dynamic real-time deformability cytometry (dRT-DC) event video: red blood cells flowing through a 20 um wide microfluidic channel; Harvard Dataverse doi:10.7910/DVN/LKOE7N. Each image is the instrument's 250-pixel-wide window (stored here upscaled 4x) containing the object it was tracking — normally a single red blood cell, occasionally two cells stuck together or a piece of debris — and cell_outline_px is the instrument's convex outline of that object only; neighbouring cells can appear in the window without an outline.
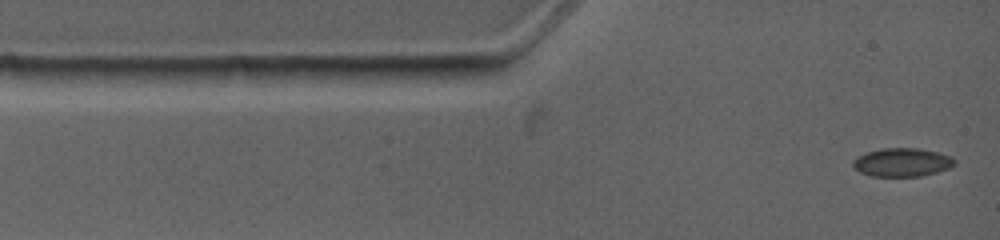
{"species": "common noctule bat (a hibernating species)", "species_latin": "Nyctalus noctula", "temperature_condition": "warm", "stored_images_in_passage": 8, "camera_frame_rate_fps": 4500, "um_per_image_px": 0.085, "animal": {"sex": "female", "body_mass_g": 19.0, "forearm_length_mm": 53.3}, "frame": {"image": 1, "passage_image": 1, "time_ms": 0.0, "image_size_px": [1000, 240], "cell_outline_px": [[956, 164], [948, 168], [936, 172], [920, 176], [872, 176], [860, 172], [852, 164], [852, 160], [868, 152], [880, 148], [920, 148], [952, 156], [956, 160]], "centroid_in_image_um": [76.71, 13.79], "position_along_channel_um": 8.3, "area_um2": 16.76}}
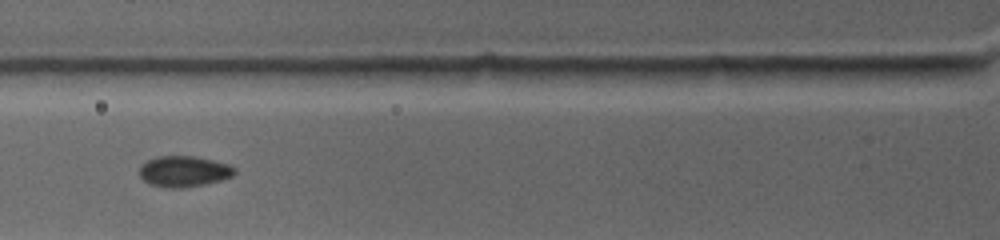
{"frame": {"image": 2, "passage_image": 5, "time_ms": 3.556, "image_size_px": [1000, 240], "cell_outline_px": [[236, 172], [232, 176], [220, 180], [204, 184], [180, 188], [168, 188], [148, 184], [140, 176], [140, 164], [156, 156], [196, 156], [228, 164], [236, 168]], "centroid_in_image_um": [15.61, 14.56], "position_along_channel_um": 110.2, "area_um2": 17.17}}
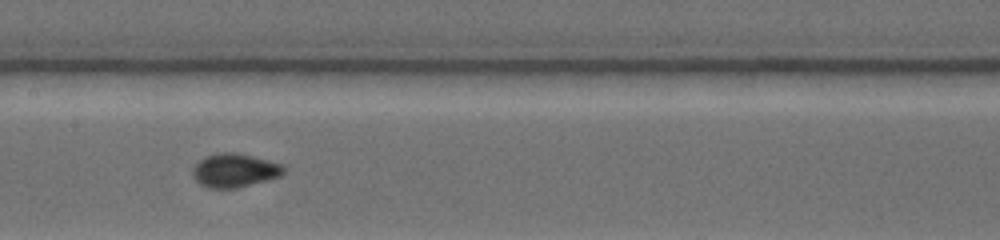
{"frame": {"image": 3, "passage_image": 7, "time_ms": 5.556, "image_size_px": [1000, 240], "cell_outline_px": [[284, 172], [280, 176], [236, 188], [208, 188], [200, 184], [192, 176], [192, 168], [204, 156], [216, 152], [236, 152], [268, 160], [280, 164], [284, 168]], "centroid_in_image_um": [19.88, 14.47], "position_along_channel_um": 187.5, "area_um2": 17.8}}